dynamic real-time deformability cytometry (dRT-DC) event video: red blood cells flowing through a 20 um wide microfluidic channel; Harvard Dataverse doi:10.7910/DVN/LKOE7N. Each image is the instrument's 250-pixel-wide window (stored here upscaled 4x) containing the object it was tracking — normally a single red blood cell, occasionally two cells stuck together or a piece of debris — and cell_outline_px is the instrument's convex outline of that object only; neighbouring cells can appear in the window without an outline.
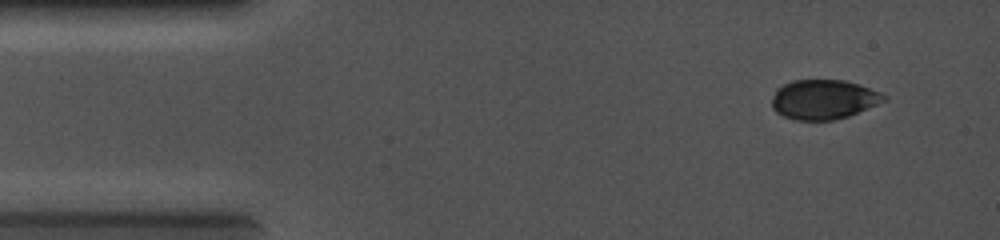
{"species": "common noctule bat (a hibernating species)", "species_latin": "Nyctalus noctula", "temperature_condition": "cold", "stored_images_in_passage": 3, "camera_frame_rate_fps": 5000, "um_per_image_px": 0.085, "animal": {"sex": "female", "body_mass_g": 19.0, "forearm_length_mm": 56.7}, "frame": {"image": 1, "passage_image": 3, "time_ms": 2.0, "image_size_px": [1000, 240], "cell_outline_px": [[888, 100], [848, 116], [832, 120], [796, 120], [784, 116], [776, 112], [772, 108], [772, 96], [776, 88], [792, 80], [844, 80], [860, 84], [880, 92], [888, 96]], "centroid_in_image_um": [70.01, 8.44], "position_along_channel_um": 15.0, "area_um2": 26.01}}